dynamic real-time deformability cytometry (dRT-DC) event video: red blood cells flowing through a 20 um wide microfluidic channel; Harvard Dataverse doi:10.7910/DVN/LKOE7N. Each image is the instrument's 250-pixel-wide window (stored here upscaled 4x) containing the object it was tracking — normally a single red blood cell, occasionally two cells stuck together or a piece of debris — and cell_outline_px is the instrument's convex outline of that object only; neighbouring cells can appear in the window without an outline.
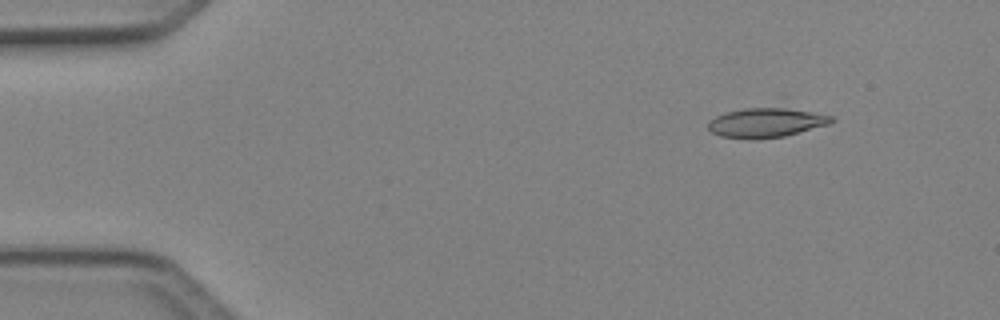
{"species": "Egyptian fruit bat (a non-hibernating species)", "species_latin": "Rousettus aegyptiacus", "temperature_condition": "cold", "stored_images_in_passage": 4, "camera_frame_rate_fps": 3000, "um_per_image_px": 0.085, "animal": {"sex": "female"}, "frame": {"image": 1, "passage_image": 2, "time_ms": 0.333, "image_size_px": [1000, 320], "cell_outline_px": [[836, 120], [828, 124], [784, 136], [720, 136], [712, 132], [708, 128], [708, 120], [716, 116], [728, 112], [744, 108], [784, 108], [832, 116]], "centroid_in_image_um": [65.11, 10.39], "position_along_channel_um": 19.9, "area_um2": 19.88}}
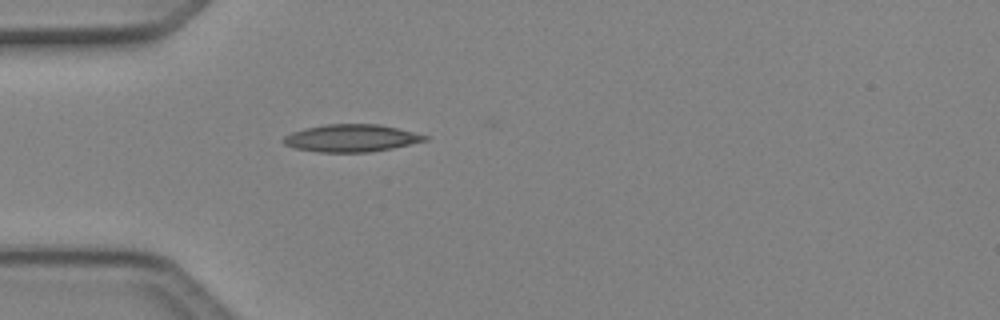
{"frame": {"image": 2, "passage_image": 4, "time_ms": 1.0, "image_size_px": [1000, 320], "cell_outline_px": [[428, 140], [392, 148], [368, 152], [320, 152], [296, 148], [284, 144], [284, 136], [292, 132], [304, 128], [324, 124], [380, 124], [428, 136]], "centroid_in_image_um": [29.85, 11.73], "position_along_channel_um": 55.2, "area_um2": 22.37}}